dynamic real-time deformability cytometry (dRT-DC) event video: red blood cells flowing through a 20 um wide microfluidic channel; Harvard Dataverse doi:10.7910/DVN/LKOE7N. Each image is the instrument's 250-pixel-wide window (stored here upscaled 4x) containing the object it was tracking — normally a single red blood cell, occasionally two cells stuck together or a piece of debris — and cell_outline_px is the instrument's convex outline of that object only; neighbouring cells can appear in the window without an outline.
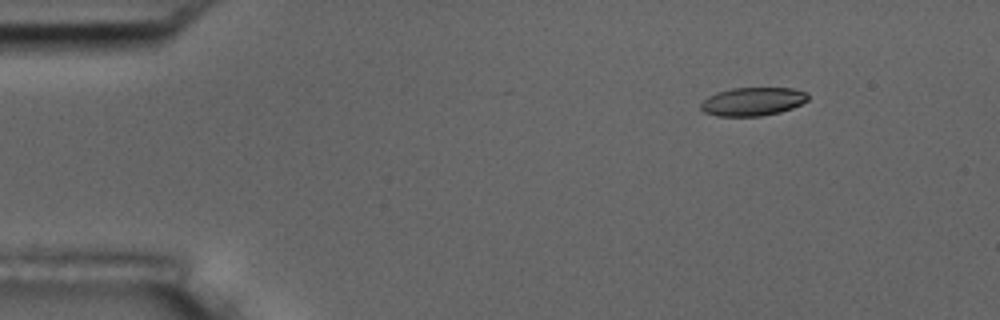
{"species": "common noctule bat (a hibernating species)", "species_latin": "Nyctalus noctula", "temperature_condition": "room temperature", "stored_images_in_passage": 8, "camera_frame_rate_fps": 3000, "um_per_image_px": 0.085, "animal": {"sex": "male", "body_mass_g": 17.5, "forearm_length_mm": 52.3}, "frame": {"image": 1, "passage_image": 3, "time_ms": 2.333, "image_size_px": [1000, 320], "cell_outline_px": [[808, 100], [792, 108], [780, 112], [760, 116], [716, 116], [704, 112], [700, 108], [700, 104], [708, 96], [716, 92], [732, 88], [792, 88], [808, 92]], "centroid_in_image_um": [63.97, 8.63], "position_along_channel_um": 21.0, "area_um2": 17.8}}